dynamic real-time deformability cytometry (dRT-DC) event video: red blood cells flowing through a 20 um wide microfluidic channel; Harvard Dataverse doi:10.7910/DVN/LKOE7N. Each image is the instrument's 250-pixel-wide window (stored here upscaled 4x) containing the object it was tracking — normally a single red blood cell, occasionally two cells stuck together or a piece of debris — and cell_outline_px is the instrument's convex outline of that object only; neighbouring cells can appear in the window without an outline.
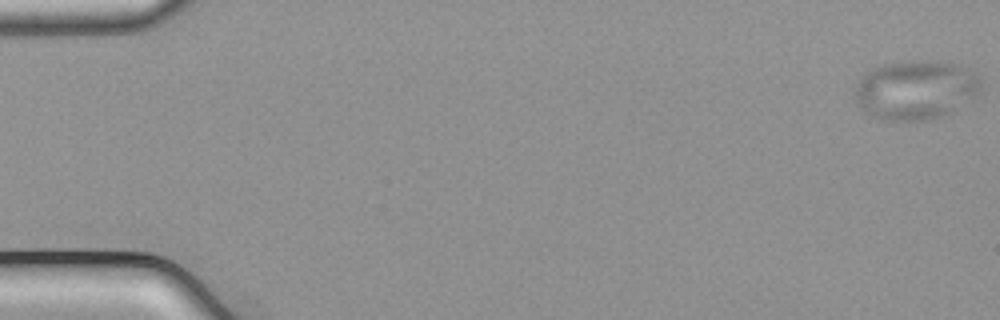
{"species": "common noctule bat (a hibernating species)", "species_latin": "Nyctalus noctula", "temperature_condition": "cold", "stored_images_in_passage": 44, "camera_frame_rate_fps": 3000, "um_per_image_px": 0.085, "animal": {"sex": "male", "body_mass_g": 21.5, "forearm_length_mm": 52.0}, "frame": {"image": 1, "passage_image": 1, "time_ms": 0.0, "image_size_px": [1000, 320], "cell_outline_px": [[980, 92], [952, 112], [940, 116], [924, 120], [880, 120], [872, 116], [852, 96], [856, 84], [868, 72], [884, 64], [924, 60], [952, 64], [980, 76]], "centroid_in_image_um": [77.82, 7.66], "position_along_channel_um": 7.2, "area_um2": 42.6}}
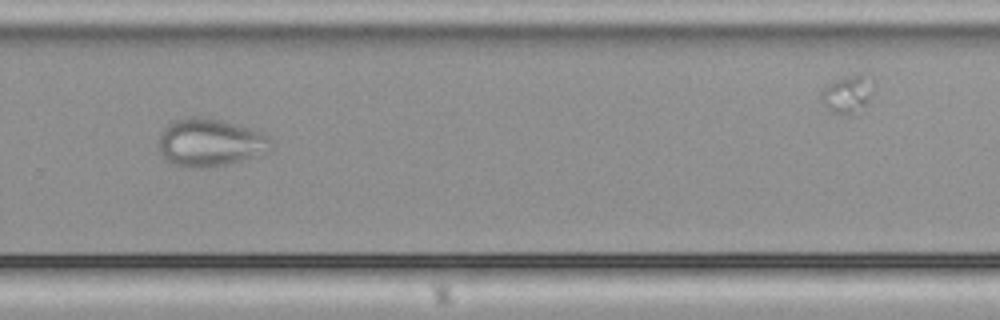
{"frame": {"image": 2, "passage_image": 37, "time_ms": 12.0, "image_size_px": [1000, 320], "cell_outline_px": [[272, 148], [268, 152], [244, 160], [212, 168], [188, 168], [164, 160], [160, 156], [160, 136], [168, 124], [176, 120], [192, 116], [220, 120], [248, 128], [260, 132], [268, 136], [272, 140]], "centroid_in_image_um": [17.87, 12.15], "position_along_channel_um": 311.9, "area_um2": 31.27}}
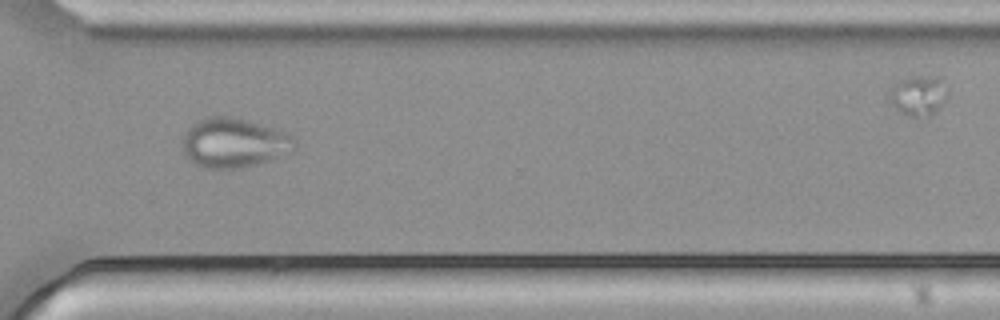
{"frame": {"image": 3, "passage_image": 40, "time_ms": 13.0, "image_size_px": [1000, 320], "cell_outline_px": [[296, 148], [268, 160], [240, 168], [204, 168], [192, 164], [184, 156], [184, 136], [188, 128], [196, 120], [208, 116], [228, 116], [244, 120], [288, 132], [296, 140]], "centroid_in_image_um": [19.84, 12.14], "position_along_channel_um": 350.8, "area_um2": 32.14}}